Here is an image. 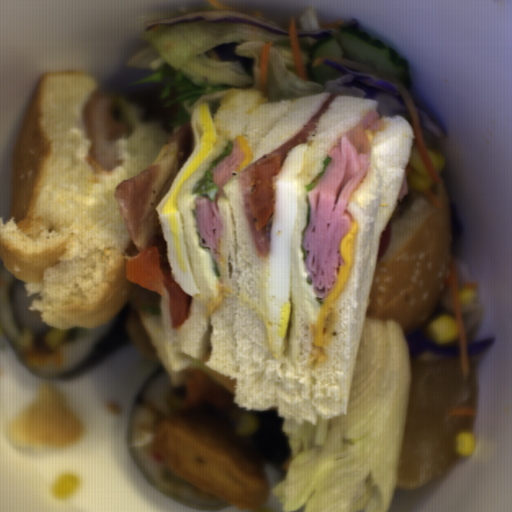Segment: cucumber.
<instances>
[{
  "label": "cucumber",
  "mask_w": 512,
  "mask_h": 512,
  "mask_svg": "<svg viewBox=\"0 0 512 512\" xmlns=\"http://www.w3.org/2000/svg\"><path fill=\"white\" fill-rule=\"evenodd\" d=\"M324 38H317L309 48L306 71L310 78L323 84L338 73L324 62L314 66V60L333 55L351 63L391 76L404 84L408 91L410 68L406 58L389 47L382 39L371 36L358 25L329 30Z\"/></svg>",
  "instance_id": "8b760119"
}]
</instances>
